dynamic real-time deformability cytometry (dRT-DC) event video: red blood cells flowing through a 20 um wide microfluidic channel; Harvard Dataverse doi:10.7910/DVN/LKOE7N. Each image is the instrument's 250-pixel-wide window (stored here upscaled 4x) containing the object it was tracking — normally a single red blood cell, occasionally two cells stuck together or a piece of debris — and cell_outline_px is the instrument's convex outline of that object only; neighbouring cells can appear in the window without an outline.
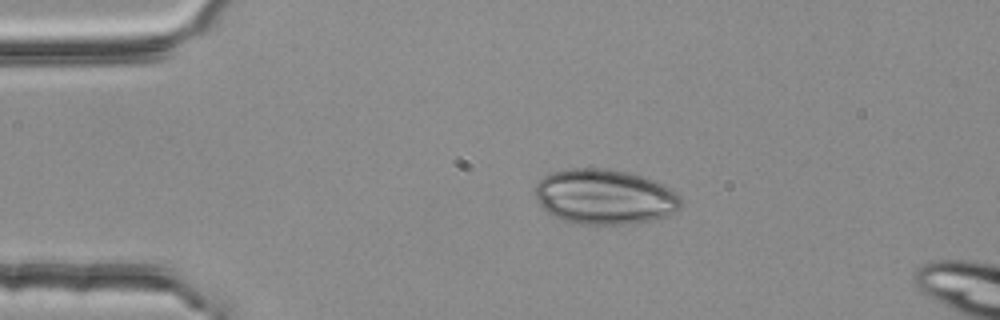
{"species": "common noctule bat (a hibernating species)", "species_latin": "Nyctalus noctula", "temperature_condition": "room temperature", "stored_images_in_passage": 43, "camera_frame_rate_fps": 3000, "um_per_image_px": 0.085, "animal": {"sex": "female", "body_mass_g": 25.1}, "frame": {"image": 1, "passage_image": 1, "time_ms": 0.0, "image_size_px": [1000, 320], "cell_outline_px": [[684, 200], [680, 208], [676, 212], [664, 216], [648, 220], [628, 224], [576, 224], [552, 216], [540, 204], [536, 196], [536, 184], [544, 176], [552, 172], [572, 168], [604, 168], [628, 172], [652, 180], [668, 188], [680, 196]], "centroid_in_image_um": [51.39, 16.73], "position_along_channel_um": 33.6, "area_um2": 46.59}}
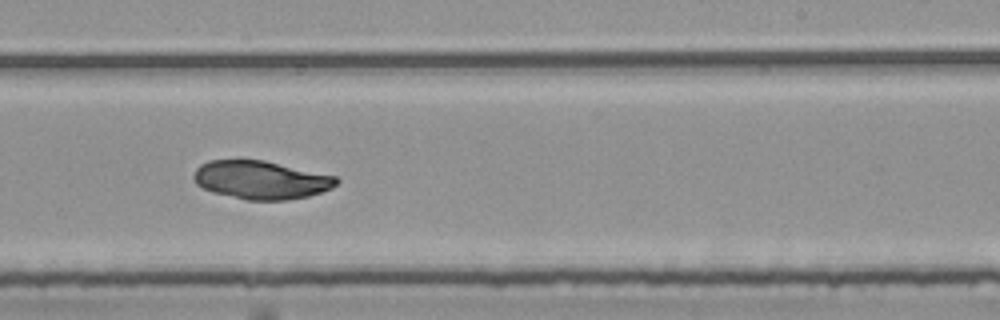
{"frame": {"image": 2, "passage_image": 23, "time_ms": 7.333, "image_size_px": [1000, 320], "cell_outline_px": [[340, 180], [332, 188], [308, 196], [284, 200], [248, 200], [212, 192], [196, 184], [192, 176], [196, 168], [200, 164], [208, 160], [264, 160], [336, 176]], "centroid_in_image_um": [22.16, 15.29], "position_along_channel_um": 266.8, "area_um2": 31.79}}
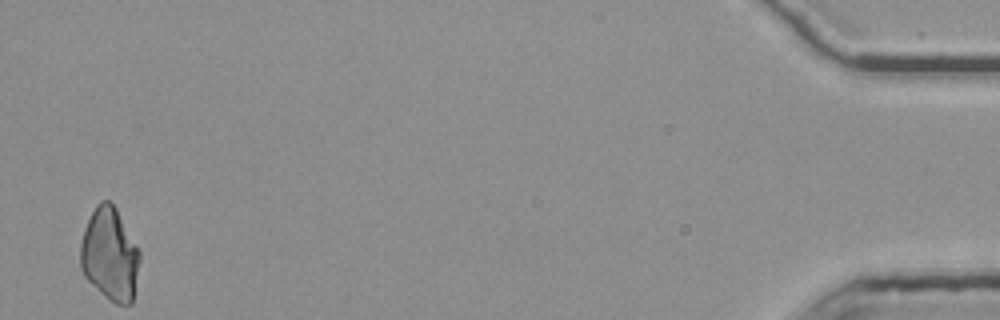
{"frame": {"image": 3, "passage_image": 43, "time_ms": 14.0, "image_size_px": [1000, 320], "cell_outline_px": [[140, 260], [132, 304], [116, 304], [108, 300], [84, 276], [80, 268], [80, 244], [84, 228], [96, 204], [100, 200], [108, 200], [116, 208], [140, 252]], "centroid_in_image_um": [9.32, 21.64], "position_along_channel_um": 425.9, "area_um2": 32.08}}